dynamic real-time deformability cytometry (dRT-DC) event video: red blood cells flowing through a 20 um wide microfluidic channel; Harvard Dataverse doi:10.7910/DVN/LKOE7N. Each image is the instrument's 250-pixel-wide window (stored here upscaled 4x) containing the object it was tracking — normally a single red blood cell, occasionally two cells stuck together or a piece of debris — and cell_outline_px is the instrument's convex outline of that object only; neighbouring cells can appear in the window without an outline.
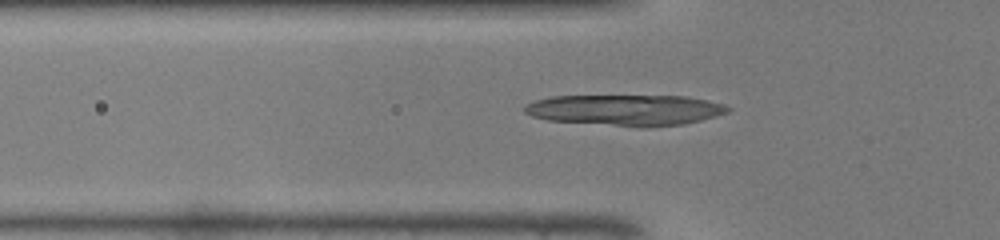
{"species": "common noctule bat (a hibernating species)", "species_latin": "Nyctalus noctula", "temperature_condition": "warm", "stored_images_in_passage": 35, "segment_of_instrument_passage": [1, 2], "camera_frame_rate_fps": 3000, "um_per_image_px": 0.085, "animal": {"sex": "male", "body_mass_g": 19.0, "forearm_length_mm": 50.8}, "frame": {"image": 1, "passage_image": 3, "time_ms": 0.667, "image_size_px": [1000, 240], "cell_outline_px": [[732, 108], [728, 112], [716, 116], [684, 124], [644, 128], [548, 120], [532, 116], [524, 112], [524, 108], [532, 100], [552, 96], [688, 96], [708, 100], [724, 104]], "centroid_in_image_um": [53.19, 9.35], "position_along_channel_um": 72.6, "area_um2": 36.88}}
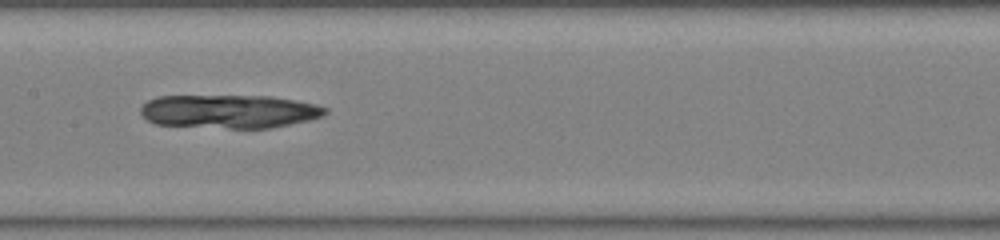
{"frame": {"image": 2, "passage_image": 11, "time_ms": 3.333, "image_size_px": [1000, 240], "cell_outline_px": [[328, 112], [320, 116], [308, 120], [268, 128], [228, 128], [156, 124], [148, 120], [140, 112], [140, 108], [148, 100], [156, 96], [268, 96], [296, 100], [316, 104], [328, 108]], "centroid_in_image_um": [19.47, 9.46], "position_along_channel_um": 187.9, "area_um2": 35.84}}
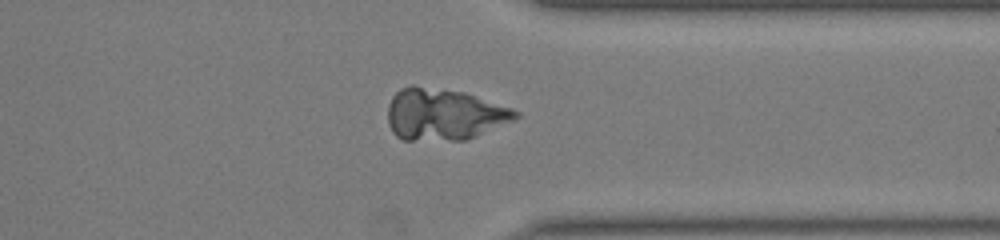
{"frame": {"image": 3, "passage_image": 24, "time_ms": 7.667, "image_size_px": [1000, 240], "cell_outline_px": [[520, 116], [512, 120], [464, 140], [404, 140], [396, 136], [392, 132], [388, 124], [388, 104], [392, 96], [400, 88], [412, 84], [464, 92], [512, 108], [520, 112]], "centroid_in_image_um": [37.67, 9.7], "position_along_channel_um": 373.7, "area_um2": 38.38}}